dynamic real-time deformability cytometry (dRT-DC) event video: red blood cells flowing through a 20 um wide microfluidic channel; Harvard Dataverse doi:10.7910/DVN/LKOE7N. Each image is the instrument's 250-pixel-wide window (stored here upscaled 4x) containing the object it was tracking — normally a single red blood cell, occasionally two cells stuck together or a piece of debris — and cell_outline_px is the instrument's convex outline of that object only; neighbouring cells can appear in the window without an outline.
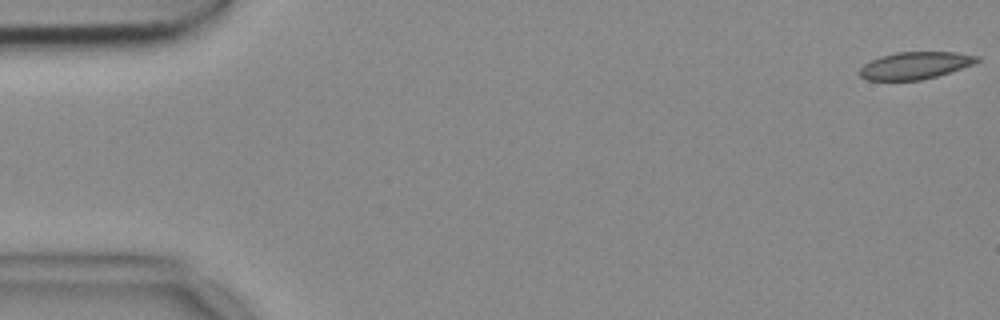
{"species": "common noctule bat (a hibernating species)", "species_latin": "Nyctalus noctula", "temperature_condition": "cold", "stored_images_in_passage": 54, "camera_frame_rate_fps": 3000, "um_per_image_px": 0.085, "animal": {"sex": "female", "body_mass_g": 18.4}, "frame": {"image": 1, "passage_image": 1, "time_ms": 0.0, "image_size_px": [1000, 320], "cell_outline_px": [[980, 60], [972, 64], [936, 76], [920, 80], [868, 80], [860, 76], [860, 68], [864, 64], [880, 56], [896, 52], [956, 52], [980, 56]], "centroid_in_image_um": [77.77, 5.55], "position_along_channel_um": 7.2, "area_um2": 18.38}}
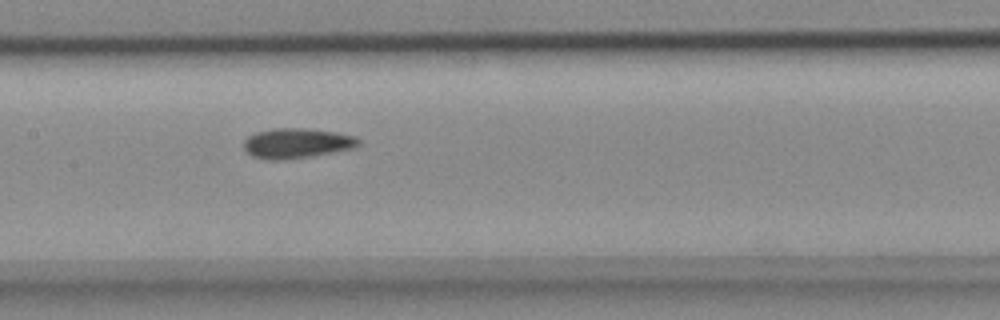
{"frame": {"image": 2, "passage_image": 26, "time_ms": 8.333, "image_size_px": [1000, 320], "cell_outline_px": [[360, 144], [356, 148], [336, 152], [312, 156], [284, 160], [264, 160], [252, 156], [244, 148], [244, 140], [248, 136], [256, 132], [272, 128], [304, 128], [336, 132], [356, 136], [360, 140]], "centroid_in_image_um": [25.25, 12.18], "position_along_channel_um": 182.2, "area_um2": 20.4}}
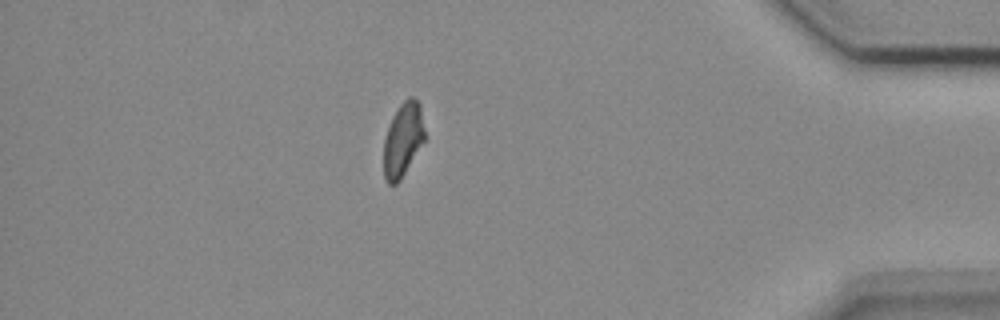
{"frame": {"image": 3, "passage_image": 47, "time_ms": 15.333, "image_size_px": [1000, 320], "cell_outline_px": [[424, 140], [400, 180], [396, 184], [388, 184], [384, 180], [384, 140], [392, 116], [400, 104], [408, 96], [412, 96], [420, 104], [424, 128]], "centroid_in_image_um": [34.23, 11.86], "position_along_channel_um": 401.0, "area_um2": 17.46}}